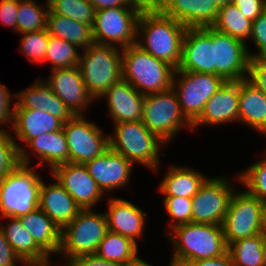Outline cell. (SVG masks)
Returning <instances> with one entry per match:
<instances>
[{"mask_svg": "<svg viewBox=\"0 0 266 266\" xmlns=\"http://www.w3.org/2000/svg\"><path fill=\"white\" fill-rule=\"evenodd\" d=\"M50 172L81 209H93L105 196L84 164H61Z\"/></svg>", "mask_w": 266, "mask_h": 266, "instance_id": "obj_15", "label": "cell"}, {"mask_svg": "<svg viewBox=\"0 0 266 266\" xmlns=\"http://www.w3.org/2000/svg\"><path fill=\"white\" fill-rule=\"evenodd\" d=\"M177 70L214 74L212 27L186 29Z\"/></svg>", "mask_w": 266, "mask_h": 266, "instance_id": "obj_16", "label": "cell"}, {"mask_svg": "<svg viewBox=\"0 0 266 266\" xmlns=\"http://www.w3.org/2000/svg\"><path fill=\"white\" fill-rule=\"evenodd\" d=\"M212 27L246 43L251 35L252 21L243 16L236 5L229 3L218 10L217 18Z\"/></svg>", "mask_w": 266, "mask_h": 266, "instance_id": "obj_32", "label": "cell"}, {"mask_svg": "<svg viewBox=\"0 0 266 266\" xmlns=\"http://www.w3.org/2000/svg\"><path fill=\"white\" fill-rule=\"evenodd\" d=\"M78 47L68 41L49 35L48 49L44 62L52 64V70L78 66Z\"/></svg>", "mask_w": 266, "mask_h": 266, "instance_id": "obj_36", "label": "cell"}, {"mask_svg": "<svg viewBox=\"0 0 266 266\" xmlns=\"http://www.w3.org/2000/svg\"><path fill=\"white\" fill-rule=\"evenodd\" d=\"M106 214L108 230L132 239H141L144 235L146 214L130 201L109 197Z\"/></svg>", "mask_w": 266, "mask_h": 266, "instance_id": "obj_21", "label": "cell"}, {"mask_svg": "<svg viewBox=\"0 0 266 266\" xmlns=\"http://www.w3.org/2000/svg\"><path fill=\"white\" fill-rule=\"evenodd\" d=\"M248 79L266 95V56L250 59Z\"/></svg>", "mask_w": 266, "mask_h": 266, "instance_id": "obj_44", "label": "cell"}, {"mask_svg": "<svg viewBox=\"0 0 266 266\" xmlns=\"http://www.w3.org/2000/svg\"><path fill=\"white\" fill-rule=\"evenodd\" d=\"M26 146L40 159L37 167L49 165L52 171L56 166L69 163L67 139L63 129L39 135Z\"/></svg>", "mask_w": 266, "mask_h": 266, "instance_id": "obj_28", "label": "cell"}, {"mask_svg": "<svg viewBox=\"0 0 266 266\" xmlns=\"http://www.w3.org/2000/svg\"><path fill=\"white\" fill-rule=\"evenodd\" d=\"M12 98H16V95H12L8 88L0 83V125L13 123V111L14 105L11 106L13 101ZM1 130V128H0Z\"/></svg>", "mask_w": 266, "mask_h": 266, "instance_id": "obj_46", "label": "cell"}, {"mask_svg": "<svg viewBox=\"0 0 266 266\" xmlns=\"http://www.w3.org/2000/svg\"><path fill=\"white\" fill-rule=\"evenodd\" d=\"M232 3L252 22L266 10V0H232Z\"/></svg>", "mask_w": 266, "mask_h": 266, "instance_id": "obj_45", "label": "cell"}, {"mask_svg": "<svg viewBox=\"0 0 266 266\" xmlns=\"http://www.w3.org/2000/svg\"><path fill=\"white\" fill-rule=\"evenodd\" d=\"M142 122L166 144L171 142L182 128L193 131L192 124L181 111L178 95L172 87L166 91L145 95Z\"/></svg>", "mask_w": 266, "mask_h": 266, "instance_id": "obj_9", "label": "cell"}, {"mask_svg": "<svg viewBox=\"0 0 266 266\" xmlns=\"http://www.w3.org/2000/svg\"><path fill=\"white\" fill-rule=\"evenodd\" d=\"M263 212H264V225L266 230V201L263 202Z\"/></svg>", "mask_w": 266, "mask_h": 266, "instance_id": "obj_57", "label": "cell"}, {"mask_svg": "<svg viewBox=\"0 0 266 266\" xmlns=\"http://www.w3.org/2000/svg\"><path fill=\"white\" fill-rule=\"evenodd\" d=\"M158 185L164 197L193 198L208 179L204 174L189 166H171Z\"/></svg>", "mask_w": 266, "mask_h": 266, "instance_id": "obj_26", "label": "cell"}, {"mask_svg": "<svg viewBox=\"0 0 266 266\" xmlns=\"http://www.w3.org/2000/svg\"><path fill=\"white\" fill-rule=\"evenodd\" d=\"M100 98L107 100L109 116L114 123L142 121L145 95L128 81L120 79Z\"/></svg>", "mask_w": 266, "mask_h": 266, "instance_id": "obj_20", "label": "cell"}, {"mask_svg": "<svg viewBox=\"0 0 266 266\" xmlns=\"http://www.w3.org/2000/svg\"><path fill=\"white\" fill-rule=\"evenodd\" d=\"M133 2L141 5L143 8H157L162 0H132Z\"/></svg>", "mask_w": 266, "mask_h": 266, "instance_id": "obj_53", "label": "cell"}, {"mask_svg": "<svg viewBox=\"0 0 266 266\" xmlns=\"http://www.w3.org/2000/svg\"><path fill=\"white\" fill-rule=\"evenodd\" d=\"M230 179L227 176L208 177L192 198L191 222L222 225L235 192Z\"/></svg>", "mask_w": 266, "mask_h": 266, "instance_id": "obj_13", "label": "cell"}, {"mask_svg": "<svg viewBox=\"0 0 266 266\" xmlns=\"http://www.w3.org/2000/svg\"><path fill=\"white\" fill-rule=\"evenodd\" d=\"M239 122L266 137V95L248 78L239 80Z\"/></svg>", "mask_w": 266, "mask_h": 266, "instance_id": "obj_25", "label": "cell"}, {"mask_svg": "<svg viewBox=\"0 0 266 266\" xmlns=\"http://www.w3.org/2000/svg\"><path fill=\"white\" fill-rule=\"evenodd\" d=\"M39 208L62 230L81 208L73 197L54 178L49 185L43 182L39 190Z\"/></svg>", "mask_w": 266, "mask_h": 266, "instance_id": "obj_23", "label": "cell"}, {"mask_svg": "<svg viewBox=\"0 0 266 266\" xmlns=\"http://www.w3.org/2000/svg\"><path fill=\"white\" fill-rule=\"evenodd\" d=\"M19 219L35 243L47 255H58L62 230L39 207Z\"/></svg>", "mask_w": 266, "mask_h": 266, "instance_id": "obj_27", "label": "cell"}, {"mask_svg": "<svg viewBox=\"0 0 266 266\" xmlns=\"http://www.w3.org/2000/svg\"><path fill=\"white\" fill-rule=\"evenodd\" d=\"M186 29L158 8H144L137 23L136 45L177 70Z\"/></svg>", "mask_w": 266, "mask_h": 266, "instance_id": "obj_1", "label": "cell"}, {"mask_svg": "<svg viewBox=\"0 0 266 266\" xmlns=\"http://www.w3.org/2000/svg\"><path fill=\"white\" fill-rule=\"evenodd\" d=\"M123 266H152V265L147 263L141 257L136 255L134 258H132L130 261H128Z\"/></svg>", "mask_w": 266, "mask_h": 266, "instance_id": "obj_54", "label": "cell"}, {"mask_svg": "<svg viewBox=\"0 0 266 266\" xmlns=\"http://www.w3.org/2000/svg\"><path fill=\"white\" fill-rule=\"evenodd\" d=\"M81 51L78 68L88 93L96 101L122 79V49L93 43Z\"/></svg>", "mask_w": 266, "mask_h": 266, "instance_id": "obj_5", "label": "cell"}, {"mask_svg": "<svg viewBox=\"0 0 266 266\" xmlns=\"http://www.w3.org/2000/svg\"><path fill=\"white\" fill-rule=\"evenodd\" d=\"M46 29L50 36L68 41L81 50L94 43L92 25L54 14L50 10L47 15Z\"/></svg>", "mask_w": 266, "mask_h": 266, "instance_id": "obj_29", "label": "cell"}, {"mask_svg": "<svg viewBox=\"0 0 266 266\" xmlns=\"http://www.w3.org/2000/svg\"><path fill=\"white\" fill-rule=\"evenodd\" d=\"M52 256H47L45 258H42V259H37V260H30V261H24L22 262V265L24 266H53V265H50L51 262H49L51 259ZM55 266H58V265H55ZM62 266H68L67 263L66 265H62Z\"/></svg>", "mask_w": 266, "mask_h": 266, "instance_id": "obj_52", "label": "cell"}, {"mask_svg": "<svg viewBox=\"0 0 266 266\" xmlns=\"http://www.w3.org/2000/svg\"><path fill=\"white\" fill-rule=\"evenodd\" d=\"M168 266H188V265L187 264H183V263H178V262H175V261L170 260Z\"/></svg>", "mask_w": 266, "mask_h": 266, "instance_id": "obj_56", "label": "cell"}, {"mask_svg": "<svg viewBox=\"0 0 266 266\" xmlns=\"http://www.w3.org/2000/svg\"><path fill=\"white\" fill-rule=\"evenodd\" d=\"M227 251L234 266H266V232L231 243Z\"/></svg>", "mask_w": 266, "mask_h": 266, "instance_id": "obj_31", "label": "cell"}, {"mask_svg": "<svg viewBox=\"0 0 266 266\" xmlns=\"http://www.w3.org/2000/svg\"><path fill=\"white\" fill-rule=\"evenodd\" d=\"M20 41L21 44L19 50L24 56H26L33 64L44 63L49 43L47 29L24 33Z\"/></svg>", "mask_w": 266, "mask_h": 266, "instance_id": "obj_39", "label": "cell"}, {"mask_svg": "<svg viewBox=\"0 0 266 266\" xmlns=\"http://www.w3.org/2000/svg\"><path fill=\"white\" fill-rule=\"evenodd\" d=\"M215 6L220 9L222 6L232 3V0H213Z\"/></svg>", "mask_w": 266, "mask_h": 266, "instance_id": "obj_55", "label": "cell"}, {"mask_svg": "<svg viewBox=\"0 0 266 266\" xmlns=\"http://www.w3.org/2000/svg\"><path fill=\"white\" fill-rule=\"evenodd\" d=\"M15 95L14 109H40L44 112L45 79L38 78L29 87Z\"/></svg>", "mask_w": 266, "mask_h": 266, "instance_id": "obj_40", "label": "cell"}, {"mask_svg": "<svg viewBox=\"0 0 266 266\" xmlns=\"http://www.w3.org/2000/svg\"><path fill=\"white\" fill-rule=\"evenodd\" d=\"M3 1H21V0H0V2H3Z\"/></svg>", "mask_w": 266, "mask_h": 266, "instance_id": "obj_58", "label": "cell"}, {"mask_svg": "<svg viewBox=\"0 0 266 266\" xmlns=\"http://www.w3.org/2000/svg\"><path fill=\"white\" fill-rule=\"evenodd\" d=\"M64 122L40 109H14L12 131L16 134L13 140L25 142V145L33 138L44 133L55 132L63 129Z\"/></svg>", "mask_w": 266, "mask_h": 266, "instance_id": "obj_24", "label": "cell"}, {"mask_svg": "<svg viewBox=\"0 0 266 266\" xmlns=\"http://www.w3.org/2000/svg\"><path fill=\"white\" fill-rule=\"evenodd\" d=\"M97 10H102L111 7H127L132 0H88Z\"/></svg>", "mask_w": 266, "mask_h": 266, "instance_id": "obj_51", "label": "cell"}, {"mask_svg": "<svg viewBox=\"0 0 266 266\" xmlns=\"http://www.w3.org/2000/svg\"><path fill=\"white\" fill-rule=\"evenodd\" d=\"M186 264L188 266H234V263L228 251L217 258L202 259Z\"/></svg>", "mask_w": 266, "mask_h": 266, "instance_id": "obj_50", "label": "cell"}, {"mask_svg": "<svg viewBox=\"0 0 266 266\" xmlns=\"http://www.w3.org/2000/svg\"><path fill=\"white\" fill-rule=\"evenodd\" d=\"M175 70L136 44L122 49V79L143 95L170 89Z\"/></svg>", "mask_w": 266, "mask_h": 266, "instance_id": "obj_3", "label": "cell"}, {"mask_svg": "<svg viewBox=\"0 0 266 266\" xmlns=\"http://www.w3.org/2000/svg\"><path fill=\"white\" fill-rule=\"evenodd\" d=\"M26 146H20L12 138V134L5 129L0 130V183L10 172L20 165H31V155ZM28 152V153H27Z\"/></svg>", "mask_w": 266, "mask_h": 266, "instance_id": "obj_34", "label": "cell"}, {"mask_svg": "<svg viewBox=\"0 0 266 266\" xmlns=\"http://www.w3.org/2000/svg\"><path fill=\"white\" fill-rule=\"evenodd\" d=\"M253 40L257 53L248 50L251 58L266 56V10L252 22V31L249 40Z\"/></svg>", "mask_w": 266, "mask_h": 266, "instance_id": "obj_43", "label": "cell"}, {"mask_svg": "<svg viewBox=\"0 0 266 266\" xmlns=\"http://www.w3.org/2000/svg\"><path fill=\"white\" fill-rule=\"evenodd\" d=\"M157 8L187 28L212 27L219 10L213 0H162Z\"/></svg>", "mask_w": 266, "mask_h": 266, "instance_id": "obj_22", "label": "cell"}, {"mask_svg": "<svg viewBox=\"0 0 266 266\" xmlns=\"http://www.w3.org/2000/svg\"><path fill=\"white\" fill-rule=\"evenodd\" d=\"M114 134H109V148L135 163L158 171L159 148L166 143L151 132L142 121L113 123Z\"/></svg>", "mask_w": 266, "mask_h": 266, "instance_id": "obj_4", "label": "cell"}, {"mask_svg": "<svg viewBox=\"0 0 266 266\" xmlns=\"http://www.w3.org/2000/svg\"><path fill=\"white\" fill-rule=\"evenodd\" d=\"M46 81L73 115H86L83 111L95 101L86 89L78 66L54 69Z\"/></svg>", "mask_w": 266, "mask_h": 266, "instance_id": "obj_17", "label": "cell"}, {"mask_svg": "<svg viewBox=\"0 0 266 266\" xmlns=\"http://www.w3.org/2000/svg\"><path fill=\"white\" fill-rule=\"evenodd\" d=\"M10 220L4 226L0 224V229L3 231L6 240L13 248L15 254L22 262L37 260L47 257L48 255L35 243L31 234L23 227L19 218L5 217Z\"/></svg>", "mask_w": 266, "mask_h": 266, "instance_id": "obj_30", "label": "cell"}, {"mask_svg": "<svg viewBox=\"0 0 266 266\" xmlns=\"http://www.w3.org/2000/svg\"><path fill=\"white\" fill-rule=\"evenodd\" d=\"M168 231L174 248L171 260L178 263L217 258L228 250L222 225L190 222Z\"/></svg>", "mask_w": 266, "mask_h": 266, "instance_id": "obj_2", "label": "cell"}, {"mask_svg": "<svg viewBox=\"0 0 266 266\" xmlns=\"http://www.w3.org/2000/svg\"><path fill=\"white\" fill-rule=\"evenodd\" d=\"M212 44L214 46V74L225 81L248 78L251 57L247 43L212 27Z\"/></svg>", "mask_w": 266, "mask_h": 266, "instance_id": "obj_14", "label": "cell"}, {"mask_svg": "<svg viewBox=\"0 0 266 266\" xmlns=\"http://www.w3.org/2000/svg\"><path fill=\"white\" fill-rule=\"evenodd\" d=\"M226 245L266 232L263 202L246 190L232 194L222 222Z\"/></svg>", "mask_w": 266, "mask_h": 266, "instance_id": "obj_10", "label": "cell"}, {"mask_svg": "<svg viewBox=\"0 0 266 266\" xmlns=\"http://www.w3.org/2000/svg\"><path fill=\"white\" fill-rule=\"evenodd\" d=\"M166 213L171 217L169 226L171 230L179 225L191 222L192 198L185 197H163Z\"/></svg>", "mask_w": 266, "mask_h": 266, "instance_id": "obj_41", "label": "cell"}, {"mask_svg": "<svg viewBox=\"0 0 266 266\" xmlns=\"http://www.w3.org/2000/svg\"><path fill=\"white\" fill-rule=\"evenodd\" d=\"M266 151V150H265ZM266 155V152L264 153ZM263 159L256 161L240 172L237 177V182L241 183L246 191L257 197L262 202L266 201V156Z\"/></svg>", "mask_w": 266, "mask_h": 266, "instance_id": "obj_38", "label": "cell"}, {"mask_svg": "<svg viewBox=\"0 0 266 266\" xmlns=\"http://www.w3.org/2000/svg\"><path fill=\"white\" fill-rule=\"evenodd\" d=\"M39 5L37 0L18 1L17 33L22 35L46 29L49 4L45 1Z\"/></svg>", "mask_w": 266, "mask_h": 266, "instance_id": "obj_35", "label": "cell"}, {"mask_svg": "<svg viewBox=\"0 0 266 266\" xmlns=\"http://www.w3.org/2000/svg\"><path fill=\"white\" fill-rule=\"evenodd\" d=\"M84 165L104 195L126 186L133 171V164L110 148Z\"/></svg>", "mask_w": 266, "mask_h": 266, "instance_id": "obj_18", "label": "cell"}, {"mask_svg": "<svg viewBox=\"0 0 266 266\" xmlns=\"http://www.w3.org/2000/svg\"><path fill=\"white\" fill-rule=\"evenodd\" d=\"M93 209H81L78 215L61 231L58 255L64 261L76 256L96 254L100 242L108 231L106 214Z\"/></svg>", "mask_w": 266, "mask_h": 266, "instance_id": "obj_7", "label": "cell"}, {"mask_svg": "<svg viewBox=\"0 0 266 266\" xmlns=\"http://www.w3.org/2000/svg\"><path fill=\"white\" fill-rule=\"evenodd\" d=\"M44 112L61 119L64 123L73 116L65 103L52 91L47 81H45Z\"/></svg>", "mask_w": 266, "mask_h": 266, "instance_id": "obj_42", "label": "cell"}, {"mask_svg": "<svg viewBox=\"0 0 266 266\" xmlns=\"http://www.w3.org/2000/svg\"><path fill=\"white\" fill-rule=\"evenodd\" d=\"M42 178L35 167L20 165L0 183V215L19 218L39 207Z\"/></svg>", "mask_w": 266, "mask_h": 266, "instance_id": "obj_6", "label": "cell"}, {"mask_svg": "<svg viewBox=\"0 0 266 266\" xmlns=\"http://www.w3.org/2000/svg\"><path fill=\"white\" fill-rule=\"evenodd\" d=\"M224 82L222 77L212 73L175 70L172 88L178 95L183 115L191 124L199 118L206 102Z\"/></svg>", "mask_w": 266, "mask_h": 266, "instance_id": "obj_11", "label": "cell"}, {"mask_svg": "<svg viewBox=\"0 0 266 266\" xmlns=\"http://www.w3.org/2000/svg\"><path fill=\"white\" fill-rule=\"evenodd\" d=\"M138 248V244L132 239L108 230L100 242L96 255L123 266L138 254Z\"/></svg>", "mask_w": 266, "mask_h": 266, "instance_id": "obj_33", "label": "cell"}, {"mask_svg": "<svg viewBox=\"0 0 266 266\" xmlns=\"http://www.w3.org/2000/svg\"><path fill=\"white\" fill-rule=\"evenodd\" d=\"M20 262L22 263L0 229V266H18L17 263Z\"/></svg>", "mask_w": 266, "mask_h": 266, "instance_id": "obj_48", "label": "cell"}, {"mask_svg": "<svg viewBox=\"0 0 266 266\" xmlns=\"http://www.w3.org/2000/svg\"><path fill=\"white\" fill-rule=\"evenodd\" d=\"M144 8L132 2L127 7L97 10L92 25L94 43L120 49L136 44L137 23Z\"/></svg>", "mask_w": 266, "mask_h": 266, "instance_id": "obj_8", "label": "cell"}, {"mask_svg": "<svg viewBox=\"0 0 266 266\" xmlns=\"http://www.w3.org/2000/svg\"><path fill=\"white\" fill-rule=\"evenodd\" d=\"M49 10L57 15L93 25L96 9L88 0H50Z\"/></svg>", "mask_w": 266, "mask_h": 266, "instance_id": "obj_37", "label": "cell"}, {"mask_svg": "<svg viewBox=\"0 0 266 266\" xmlns=\"http://www.w3.org/2000/svg\"><path fill=\"white\" fill-rule=\"evenodd\" d=\"M67 139L69 163L85 164L109 149V135L84 115H73L63 124Z\"/></svg>", "mask_w": 266, "mask_h": 266, "instance_id": "obj_12", "label": "cell"}, {"mask_svg": "<svg viewBox=\"0 0 266 266\" xmlns=\"http://www.w3.org/2000/svg\"><path fill=\"white\" fill-rule=\"evenodd\" d=\"M18 1L0 2V22L17 33Z\"/></svg>", "mask_w": 266, "mask_h": 266, "instance_id": "obj_47", "label": "cell"}, {"mask_svg": "<svg viewBox=\"0 0 266 266\" xmlns=\"http://www.w3.org/2000/svg\"><path fill=\"white\" fill-rule=\"evenodd\" d=\"M239 122V81H225L217 92L206 102L192 129L204 125H225ZM223 123V124H222Z\"/></svg>", "mask_w": 266, "mask_h": 266, "instance_id": "obj_19", "label": "cell"}, {"mask_svg": "<svg viewBox=\"0 0 266 266\" xmlns=\"http://www.w3.org/2000/svg\"><path fill=\"white\" fill-rule=\"evenodd\" d=\"M68 266H121L118 263L111 262L98 257L96 254L80 255L67 261Z\"/></svg>", "mask_w": 266, "mask_h": 266, "instance_id": "obj_49", "label": "cell"}]
</instances>
